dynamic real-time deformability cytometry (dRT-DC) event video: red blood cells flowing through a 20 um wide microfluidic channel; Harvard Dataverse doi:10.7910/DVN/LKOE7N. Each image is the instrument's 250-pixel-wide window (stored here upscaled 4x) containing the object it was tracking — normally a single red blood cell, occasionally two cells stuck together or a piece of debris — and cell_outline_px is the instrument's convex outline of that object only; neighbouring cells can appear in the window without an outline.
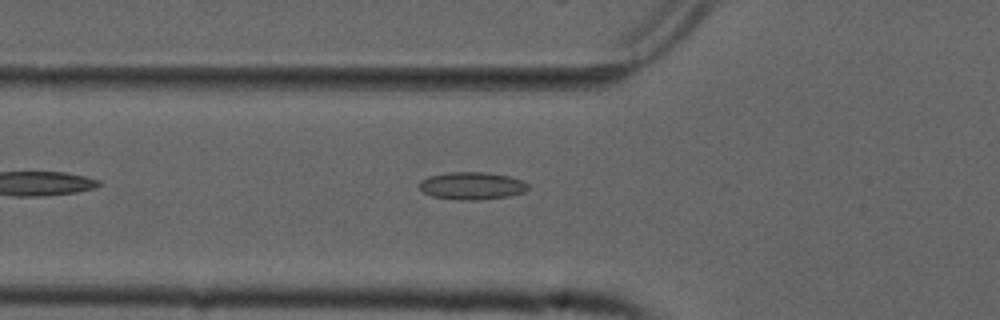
{"species": "common noctule bat (a hibernating species)", "species_latin": "Nyctalus noctula", "temperature_condition": "cold", "stored_images_in_passage": 39, "camera_frame_rate_fps": 3000, "um_per_image_px": 0.085, "animal": {"sex": "male", "forearm_length_mm": 52.5}, "frame": {"image": 1, "passage_image": 4, "time_ms": 1.0, "image_size_px": [1000, 320], "cell_outline_px": [[528, 188], [524, 192], [508, 196], [476, 200], [464, 200], [432, 196], [424, 192], [420, 188], [420, 180], [428, 176], [448, 172], [484, 172], [508, 176], [524, 180], [528, 184]], "centroid_in_image_um": [40.12, 15.78], "position_along_channel_um": 85.7, "area_um2": 17.34}}
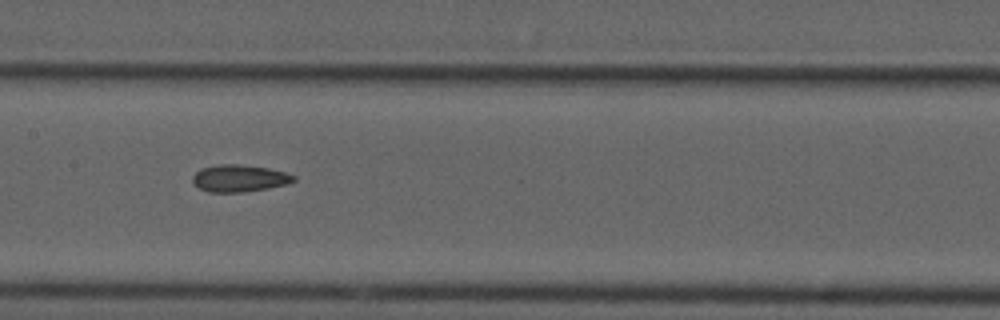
{"frame": {"image": 2, "passage_image": 12, "time_ms": 3.667, "image_size_px": [1000, 320], "cell_outline_px": [[296, 180], [288, 184], [268, 188], [240, 192], [208, 192], [200, 188], [192, 180], [192, 176], [200, 168], [220, 164], [236, 164], [268, 168], [284, 172], [296, 176]], "centroid_in_image_um": [20.35, 15.15], "position_along_channel_um": 187.1, "area_um2": 15.84}}
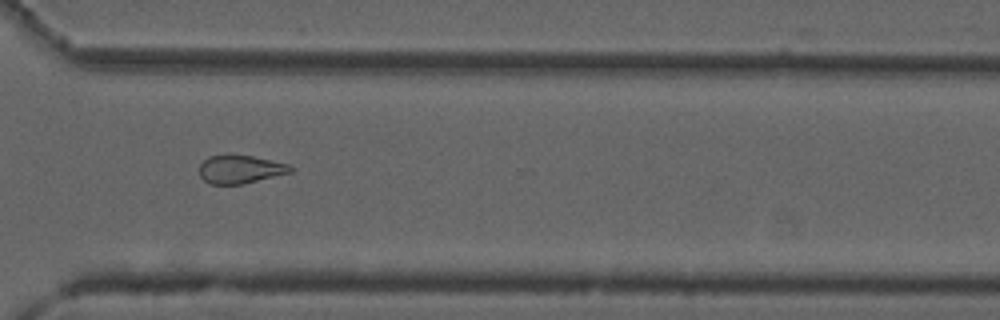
{"frame": {"image": 3, "passage_image": 25, "time_ms": 8.0, "image_size_px": [1000, 320], "cell_outline_px": [[296, 168], [292, 172], [240, 184], [208, 184], [200, 176], [200, 164], [208, 156], [252, 156], [288, 164]], "centroid_in_image_um": [20.43, 14.4], "position_along_channel_um": 350.2, "area_um2": 14.68}, "authors_computed_cell_mechanics": {"area_um2": 15.8372, "velocity_mm_per_s": 3.7757, "shape_relaxation_time_tau1_ms": null, "shape_relaxation_time_tau2_ms": 5.9742, "deformation_change_tau1": null, "deformation_change_tau2": 0.145}}